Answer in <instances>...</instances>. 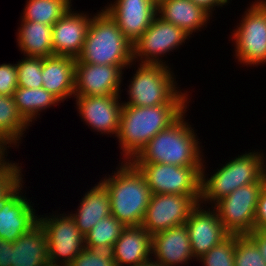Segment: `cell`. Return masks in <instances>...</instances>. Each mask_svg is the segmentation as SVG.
Wrapping results in <instances>:
<instances>
[{
	"instance_id": "obj_1",
	"label": "cell",
	"mask_w": 266,
	"mask_h": 266,
	"mask_svg": "<svg viewBox=\"0 0 266 266\" xmlns=\"http://www.w3.org/2000/svg\"><path fill=\"white\" fill-rule=\"evenodd\" d=\"M188 104L122 105L117 139L123 161H131L159 132L172 125Z\"/></svg>"
},
{
	"instance_id": "obj_2",
	"label": "cell",
	"mask_w": 266,
	"mask_h": 266,
	"mask_svg": "<svg viewBox=\"0 0 266 266\" xmlns=\"http://www.w3.org/2000/svg\"><path fill=\"white\" fill-rule=\"evenodd\" d=\"M187 111L168 128L156 134L131 162L202 167L204 154L201 142L198 141L195 129L184 118Z\"/></svg>"
},
{
	"instance_id": "obj_3",
	"label": "cell",
	"mask_w": 266,
	"mask_h": 266,
	"mask_svg": "<svg viewBox=\"0 0 266 266\" xmlns=\"http://www.w3.org/2000/svg\"><path fill=\"white\" fill-rule=\"evenodd\" d=\"M118 167L111 176L108 174V177L105 175L100 179L110 196L111 215L125 226H139L152 192L144 175L131 161L122 160Z\"/></svg>"
},
{
	"instance_id": "obj_4",
	"label": "cell",
	"mask_w": 266,
	"mask_h": 266,
	"mask_svg": "<svg viewBox=\"0 0 266 266\" xmlns=\"http://www.w3.org/2000/svg\"><path fill=\"white\" fill-rule=\"evenodd\" d=\"M266 156L261 150L242 153L230 159L210 176L205 173L206 160L201 170L200 203L213 206L241 186L266 183ZM205 163V164H204Z\"/></svg>"
},
{
	"instance_id": "obj_5",
	"label": "cell",
	"mask_w": 266,
	"mask_h": 266,
	"mask_svg": "<svg viewBox=\"0 0 266 266\" xmlns=\"http://www.w3.org/2000/svg\"><path fill=\"white\" fill-rule=\"evenodd\" d=\"M76 61L130 66L133 62V44L125 37L109 13L101 9L92 16L85 42Z\"/></svg>"
},
{
	"instance_id": "obj_6",
	"label": "cell",
	"mask_w": 266,
	"mask_h": 266,
	"mask_svg": "<svg viewBox=\"0 0 266 266\" xmlns=\"http://www.w3.org/2000/svg\"><path fill=\"white\" fill-rule=\"evenodd\" d=\"M129 81L123 105L157 106L163 104H188V91L181 92L172 68L160 64H140Z\"/></svg>"
},
{
	"instance_id": "obj_7",
	"label": "cell",
	"mask_w": 266,
	"mask_h": 266,
	"mask_svg": "<svg viewBox=\"0 0 266 266\" xmlns=\"http://www.w3.org/2000/svg\"><path fill=\"white\" fill-rule=\"evenodd\" d=\"M250 5L230 38L238 62L255 67L266 64V0H255Z\"/></svg>"
},
{
	"instance_id": "obj_8",
	"label": "cell",
	"mask_w": 266,
	"mask_h": 266,
	"mask_svg": "<svg viewBox=\"0 0 266 266\" xmlns=\"http://www.w3.org/2000/svg\"><path fill=\"white\" fill-rule=\"evenodd\" d=\"M57 214V215H56ZM39 215L48 242L50 266H68L85 248V238L69 213ZM52 215V216H51Z\"/></svg>"
},
{
	"instance_id": "obj_9",
	"label": "cell",
	"mask_w": 266,
	"mask_h": 266,
	"mask_svg": "<svg viewBox=\"0 0 266 266\" xmlns=\"http://www.w3.org/2000/svg\"><path fill=\"white\" fill-rule=\"evenodd\" d=\"M144 175L152 194L201 195L202 167L164 163H133Z\"/></svg>"
},
{
	"instance_id": "obj_10",
	"label": "cell",
	"mask_w": 266,
	"mask_h": 266,
	"mask_svg": "<svg viewBox=\"0 0 266 266\" xmlns=\"http://www.w3.org/2000/svg\"><path fill=\"white\" fill-rule=\"evenodd\" d=\"M265 184L241 186L213 205L229 235L244 236L254 231L258 197Z\"/></svg>"
},
{
	"instance_id": "obj_11",
	"label": "cell",
	"mask_w": 266,
	"mask_h": 266,
	"mask_svg": "<svg viewBox=\"0 0 266 266\" xmlns=\"http://www.w3.org/2000/svg\"><path fill=\"white\" fill-rule=\"evenodd\" d=\"M187 39L190 36L186 32L156 15L148 29L133 44V62L168 66L162 58L179 49Z\"/></svg>"
},
{
	"instance_id": "obj_12",
	"label": "cell",
	"mask_w": 266,
	"mask_h": 266,
	"mask_svg": "<svg viewBox=\"0 0 266 266\" xmlns=\"http://www.w3.org/2000/svg\"><path fill=\"white\" fill-rule=\"evenodd\" d=\"M200 196L152 194L141 226L151 235L185 224Z\"/></svg>"
},
{
	"instance_id": "obj_13",
	"label": "cell",
	"mask_w": 266,
	"mask_h": 266,
	"mask_svg": "<svg viewBox=\"0 0 266 266\" xmlns=\"http://www.w3.org/2000/svg\"><path fill=\"white\" fill-rule=\"evenodd\" d=\"M111 66L76 61L74 96L120 95L124 70L135 66Z\"/></svg>"
},
{
	"instance_id": "obj_14",
	"label": "cell",
	"mask_w": 266,
	"mask_h": 266,
	"mask_svg": "<svg viewBox=\"0 0 266 266\" xmlns=\"http://www.w3.org/2000/svg\"><path fill=\"white\" fill-rule=\"evenodd\" d=\"M120 96H74L75 107L82 121L93 132L117 137L123 105Z\"/></svg>"
},
{
	"instance_id": "obj_15",
	"label": "cell",
	"mask_w": 266,
	"mask_h": 266,
	"mask_svg": "<svg viewBox=\"0 0 266 266\" xmlns=\"http://www.w3.org/2000/svg\"><path fill=\"white\" fill-rule=\"evenodd\" d=\"M25 182H21L0 204V238L14 242L38 223L30 199L23 195ZM23 186V187H22Z\"/></svg>"
},
{
	"instance_id": "obj_16",
	"label": "cell",
	"mask_w": 266,
	"mask_h": 266,
	"mask_svg": "<svg viewBox=\"0 0 266 266\" xmlns=\"http://www.w3.org/2000/svg\"><path fill=\"white\" fill-rule=\"evenodd\" d=\"M185 225L192 254L196 260L229 235L224 229L216 209L213 206L207 208L200 202L192 209Z\"/></svg>"
},
{
	"instance_id": "obj_17",
	"label": "cell",
	"mask_w": 266,
	"mask_h": 266,
	"mask_svg": "<svg viewBox=\"0 0 266 266\" xmlns=\"http://www.w3.org/2000/svg\"><path fill=\"white\" fill-rule=\"evenodd\" d=\"M113 2V3H112ZM104 6L116 21L125 37L134 44L148 29L157 15V5L152 0H114Z\"/></svg>"
},
{
	"instance_id": "obj_18",
	"label": "cell",
	"mask_w": 266,
	"mask_h": 266,
	"mask_svg": "<svg viewBox=\"0 0 266 266\" xmlns=\"http://www.w3.org/2000/svg\"><path fill=\"white\" fill-rule=\"evenodd\" d=\"M74 10L71 7L52 26L53 55L77 59L81 53L92 15Z\"/></svg>"
},
{
	"instance_id": "obj_19",
	"label": "cell",
	"mask_w": 266,
	"mask_h": 266,
	"mask_svg": "<svg viewBox=\"0 0 266 266\" xmlns=\"http://www.w3.org/2000/svg\"><path fill=\"white\" fill-rule=\"evenodd\" d=\"M152 258L163 266H180L197 261L185 224L152 234Z\"/></svg>"
},
{
	"instance_id": "obj_20",
	"label": "cell",
	"mask_w": 266,
	"mask_h": 266,
	"mask_svg": "<svg viewBox=\"0 0 266 266\" xmlns=\"http://www.w3.org/2000/svg\"><path fill=\"white\" fill-rule=\"evenodd\" d=\"M111 253L117 266H138L152 258V235L141 225L126 226Z\"/></svg>"
},
{
	"instance_id": "obj_21",
	"label": "cell",
	"mask_w": 266,
	"mask_h": 266,
	"mask_svg": "<svg viewBox=\"0 0 266 266\" xmlns=\"http://www.w3.org/2000/svg\"><path fill=\"white\" fill-rule=\"evenodd\" d=\"M76 59L53 55L43 58L42 87L62 103L74 97Z\"/></svg>"
},
{
	"instance_id": "obj_22",
	"label": "cell",
	"mask_w": 266,
	"mask_h": 266,
	"mask_svg": "<svg viewBox=\"0 0 266 266\" xmlns=\"http://www.w3.org/2000/svg\"><path fill=\"white\" fill-rule=\"evenodd\" d=\"M157 16L182 29L190 37L207 28L212 16L191 0H163L157 5ZM211 17V18H210Z\"/></svg>"
},
{
	"instance_id": "obj_23",
	"label": "cell",
	"mask_w": 266,
	"mask_h": 266,
	"mask_svg": "<svg viewBox=\"0 0 266 266\" xmlns=\"http://www.w3.org/2000/svg\"><path fill=\"white\" fill-rule=\"evenodd\" d=\"M12 266H50L46 233L38 222L13 242Z\"/></svg>"
},
{
	"instance_id": "obj_24",
	"label": "cell",
	"mask_w": 266,
	"mask_h": 266,
	"mask_svg": "<svg viewBox=\"0 0 266 266\" xmlns=\"http://www.w3.org/2000/svg\"><path fill=\"white\" fill-rule=\"evenodd\" d=\"M77 207V210L73 211L74 213L70 212V215L85 236L102 218L111 215L110 196L107 189L97 182L84 194Z\"/></svg>"
},
{
	"instance_id": "obj_25",
	"label": "cell",
	"mask_w": 266,
	"mask_h": 266,
	"mask_svg": "<svg viewBox=\"0 0 266 266\" xmlns=\"http://www.w3.org/2000/svg\"><path fill=\"white\" fill-rule=\"evenodd\" d=\"M17 32V45L23 56H53L51 25L21 19Z\"/></svg>"
},
{
	"instance_id": "obj_26",
	"label": "cell",
	"mask_w": 266,
	"mask_h": 266,
	"mask_svg": "<svg viewBox=\"0 0 266 266\" xmlns=\"http://www.w3.org/2000/svg\"><path fill=\"white\" fill-rule=\"evenodd\" d=\"M13 97L19 114L29 125L39 118L40 112L61 103L57 97L43 87L24 88L18 86Z\"/></svg>"
},
{
	"instance_id": "obj_27",
	"label": "cell",
	"mask_w": 266,
	"mask_h": 266,
	"mask_svg": "<svg viewBox=\"0 0 266 266\" xmlns=\"http://www.w3.org/2000/svg\"><path fill=\"white\" fill-rule=\"evenodd\" d=\"M72 0H27L22 20L53 26L71 7Z\"/></svg>"
},
{
	"instance_id": "obj_28",
	"label": "cell",
	"mask_w": 266,
	"mask_h": 266,
	"mask_svg": "<svg viewBox=\"0 0 266 266\" xmlns=\"http://www.w3.org/2000/svg\"><path fill=\"white\" fill-rule=\"evenodd\" d=\"M29 126L19 114L14 97L0 95V132L15 147H19V143L22 142V137Z\"/></svg>"
},
{
	"instance_id": "obj_29",
	"label": "cell",
	"mask_w": 266,
	"mask_h": 266,
	"mask_svg": "<svg viewBox=\"0 0 266 266\" xmlns=\"http://www.w3.org/2000/svg\"><path fill=\"white\" fill-rule=\"evenodd\" d=\"M125 227L112 215L104 217L84 236L85 247L100 251H111Z\"/></svg>"
},
{
	"instance_id": "obj_30",
	"label": "cell",
	"mask_w": 266,
	"mask_h": 266,
	"mask_svg": "<svg viewBox=\"0 0 266 266\" xmlns=\"http://www.w3.org/2000/svg\"><path fill=\"white\" fill-rule=\"evenodd\" d=\"M236 235H228L197 261L202 266H235Z\"/></svg>"
},
{
	"instance_id": "obj_31",
	"label": "cell",
	"mask_w": 266,
	"mask_h": 266,
	"mask_svg": "<svg viewBox=\"0 0 266 266\" xmlns=\"http://www.w3.org/2000/svg\"><path fill=\"white\" fill-rule=\"evenodd\" d=\"M18 86L24 88H41L42 80V57H28L17 62Z\"/></svg>"
},
{
	"instance_id": "obj_32",
	"label": "cell",
	"mask_w": 266,
	"mask_h": 266,
	"mask_svg": "<svg viewBox=\"0 0 266 266\" xmlns=\"http://www.w3.org/2000/svg\"><path fill=\"white\" fill-rule=\"evenodd\" d=\"M235 266H266L257 243L249 236L236 235Z\"/></svg>"
},
{
	"instance_id": "obj_33",
	"label": "cell",
	"mask_w": 266,
	"mask_h": 266,
	"mask_svg": "<svg viewBox=\"0 0 266 266\" xmlns=\"http://www.w3.org/2000/svg\"><path fill=\"white\" fill-rule=\"evenodd\" d=\"M22 166L12 160H6L0 166V204L22 181Z\"/></svg>"
},
{
	"instance_id": "obj_34",
	"label": "cell",
	"mask_w": 266,
	"mask_h": 266,
	"mask_svg": "<svg viewBox=\"0 0 266 266\" xmlns=\"http://www.w3.org/2000/svg\"><path fill=\"white\" fill-rule=\"evenodd\" d=\"M68 266H117L111 251L84 248Z\"/></svg>"
},
{
	"instance_id": "obj_35",
	"label": "cell",
	"mask_w": 266,
	"mask_h": 266,
	"mask_svg": "<svg viewBox=\"0 0 266 266\" xmlns=\"http://www.w3.org/2000/svg\"><path fill=\"white\" fill-rule=\"evenodd\" d=\"M17 88L18 78L16 63L0 64V95L13 96Z\"/></svg>"
},
{
	"instance_id": "obj_36",
	"label": "cell",
	"mask_w": 266,
	"mask_h": 266,
	"mask_svg": "<svg viewBox=\"0 0 266 266\" xmlns=\"http://www.w3.org/2000/svg\"><path fill=\"white\" fill-rule=\"evenodd\" d=\"M266 228V184L260 191L257 209L254 219V230H264Z\"/></svg>"
},
{
	"instance_id": "obj_37",
	"label": "cell",
	"mask_w": 266,
	"mask_h": 266,
	"mask_svg": "<svg viewBox=\"0 0 266 266\" xmlns=\"http://www.w3.org/2000/svg\"><path fill=\"white\" fill-rule=\"evenodd\" d=\"M12 242L0 238V266H12Z\"/></svg>"
},
{
	"instance_id": "obj_38",
	"label": "cell",
	"mask_w": 266,
	"mask_h": 266,
	"mask_svg": "<svg viewBox=\"0 0 266 266\" xmlns=\"http://www.w3.org/2000/svg\"><path fill=\"white\" fill-rule=\"evenodd\" d=\"M196 5L201 6L205 11H207L211 16L212 12L216 10L215 8H221L230 3V0H191Z\"/></svg>"
},
{
	"instance_id": "obj_39",
	"label": "cell",
	"mask_w": 266,
	"mask_h": 266,
	"mask_svg": "<svg viewBox=\"0 0 266 266\" xmlns=\"http://www.w3.org/2000/svg\"><path fill=\"white\" fill-rule=\"evenodd\" d=\"M249 236L257 243L266 262V232L264 230H254Z\"/></svg>"
},
{
	"instance_id": "obj_40",
	"label": "cell",
	"mask_w": 266,
	"mask_h": 266,
	"mask_svg": "<svg viewBox=\"0 0 266 266\" xmlns=\"http://www.w3.org/2000/svg\"><path fill=\"white\" fill-rule=\"evenodd\" d=\"M9 147L14 148V145L0 132V148L7 154Z\"/></svg>"
},
{
	"instance_id": "obj_41",
	"label": "cell",
	"mask_w": 266,
	"mask_h": 266,
	"mask_svg": "<svg viewBox=\"0 0 266 266\" xmlns=\"http://www.w3.org/2000/svg\"><path fill=\"white\" fill-rule=\"evenodd\" d=\"M138 266H163L161 263H158L156 260H153V258L140 263Z\"/></svg>"
},
{
	"instance_id": "obj_42",
	"label": "cell",
	"mask_w": 266,
	"mask_h": 266,
	"mask_svg": "<svg viewBox=\"0 0 266 266\" xmlns=\"http://www.w3.org/2000/svg\"><path fill=\"white\" fill-rule=\"evenodd\" d=\"M6 156V157H5ZM8 154H6L1 148H0V166L6 161Z\"/></svg>"
},
{
	"instance_id": "obj_43",
	"label": "cell",
	"mask_w": 266,
	"mask_h": 266,
	"mask_svg": "<svg viewBox=\"0 0 266 266\" xmlns=\"http://www.w3.org/2000/svg\"><path fill=\"white\" fill-rule=\"evenodd\" d=\"M156 5H158L163 0H152Z\"/></svg>"
}]
</instances>
